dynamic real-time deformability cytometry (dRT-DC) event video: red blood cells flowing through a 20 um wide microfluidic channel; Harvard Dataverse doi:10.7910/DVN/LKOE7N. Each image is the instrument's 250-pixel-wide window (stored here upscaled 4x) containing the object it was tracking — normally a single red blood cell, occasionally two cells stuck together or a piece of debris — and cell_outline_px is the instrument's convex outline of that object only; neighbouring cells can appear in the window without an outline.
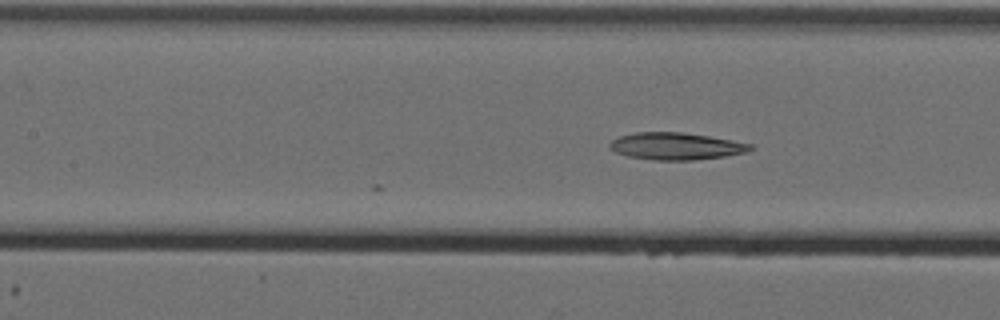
{"species": "Egyptian fruit bat (a non-hibernating species)", "species_latin": "Rousettus aegyptiacus", "temperature_condition": "cold", "stored_images_in_passage": 19, "camera_frame_rate_fps": 3000, "um_per_image_px": 0.085, "animal": {"sex": "female"}, "frame": {"image": 1, "passage_image": 19, "time_ms": 6.0, "image_size_px": [1000, 320], "cell_outline_px": [[756, 148], [748, 152], [724, 156], [692, 160], [652, 160], [628, 156], [616, 152], [608, 144], [612, 140], [620, 136], [636, 132], [684, 132], [732, 140], [752, 144]], "centroid_in_image_um": [57.5, 12.42], "position_along_channel_um": 149.9, "area_um2": 22.2}}